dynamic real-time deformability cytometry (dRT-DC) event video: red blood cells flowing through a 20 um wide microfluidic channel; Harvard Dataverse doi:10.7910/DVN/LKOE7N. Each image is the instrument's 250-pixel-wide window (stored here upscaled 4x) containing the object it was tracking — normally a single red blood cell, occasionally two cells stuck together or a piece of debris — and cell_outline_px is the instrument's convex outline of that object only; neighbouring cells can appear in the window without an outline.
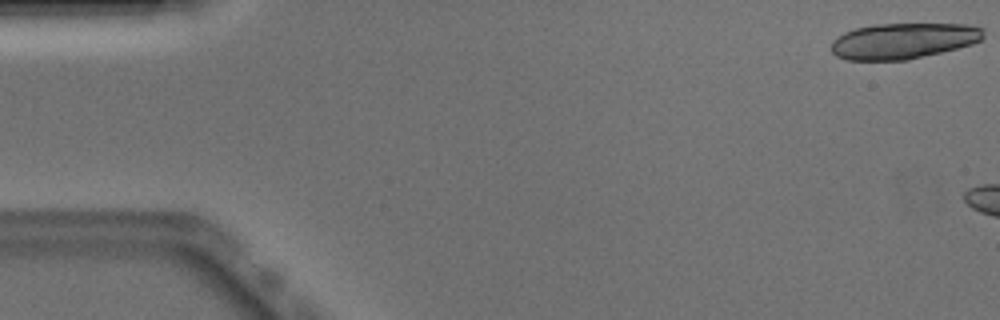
{"species": "Egyptian fruit bat (a non-hibernating species)", "species_latin": "Rousettus aegyptiacus", "temperature_condition": "warm", "stored_images_in_passage": 6, "camera_frame_rate_fps": 3000, "um_per_image_px": 0.085, "animal": {"sex": "male"}, "frame": {"image": 1, "passage_image": 1, "time_ms": 0.0, "image_size_px": [1000, 320], "cell_outline_px": [[984, 36], [980, 40], [972, 44], [908, 60], [848, 60], [836, 56], [832, 52], [832, 40], [844, 32], [856, 28], [876, 24], [968, 24], [984, 28]], "centroid_in_image_um": [76.78, 3.47], "position_along_channel_um": 8.2, "area_um2": 31.73}}